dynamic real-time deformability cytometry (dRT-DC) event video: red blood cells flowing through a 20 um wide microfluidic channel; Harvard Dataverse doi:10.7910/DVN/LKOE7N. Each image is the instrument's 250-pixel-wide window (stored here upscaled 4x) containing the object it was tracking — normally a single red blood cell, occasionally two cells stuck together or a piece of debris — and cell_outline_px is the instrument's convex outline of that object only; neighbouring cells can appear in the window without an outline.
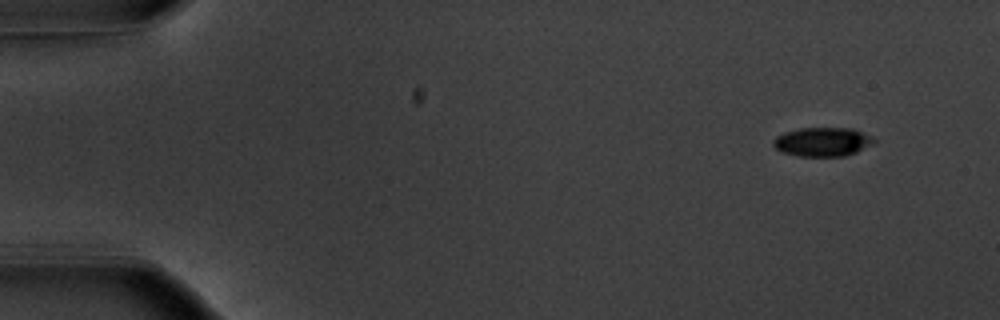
{"species": "common noctule bat (a hibernating species)", "species_latin": "Nyctalus noctula", "temperature_condition": "warm", "stored_images_in_passage": 48, "camera_frame_rate_fps": 3000, "um_per_image_px": 0.085, "animal": {"sex": "male", "body_mass_g": 20.1, "forearm_length_mm": 53.5}, "frame": {"image": 1, "passage_image": 1, "time_ms": 0.0, "image_size_px": [1000, 320], "cell_outline_px": [[876, 140], [872, 144], [856, 152], [844, 156], [800, 156], [780, 152], [772, 144], [772, 140], [776, 136], [784, 132], [800, 128], [852, 128], [872, 136]], "centroid_in_image_um": [69.89, 12.05], "position_along_channel_um": 15.1, "area_um2": 17.05}}
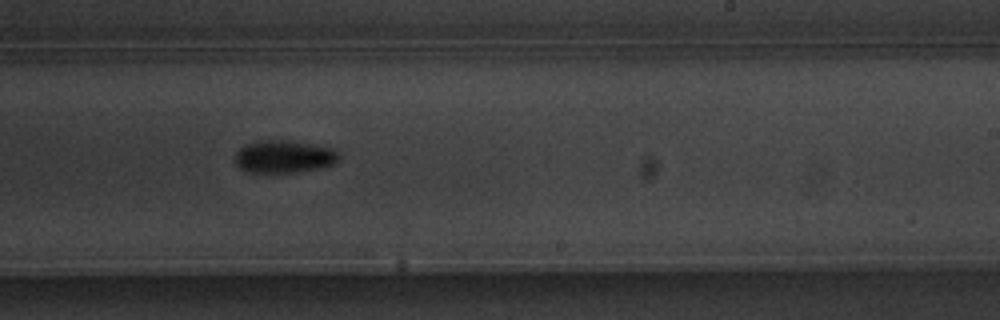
{"frame": {"image": 2, "passage_image": 30, "time_ms": 9.667, "image_size_px": [1000, 320], "cell_outline_px": [[340, 160], [336, 164], [324, 168], [292, 172], [248, 172], [240, 168], [236, 164], [236, 152], [240, 148], [256, 140], [284, 140], [312, 144], [332, 148], [340, 152]], "centroid_in_image_um": [24.2, 13.31], "position_along_channel_um": 264.8, "area_um2": 19.88}}
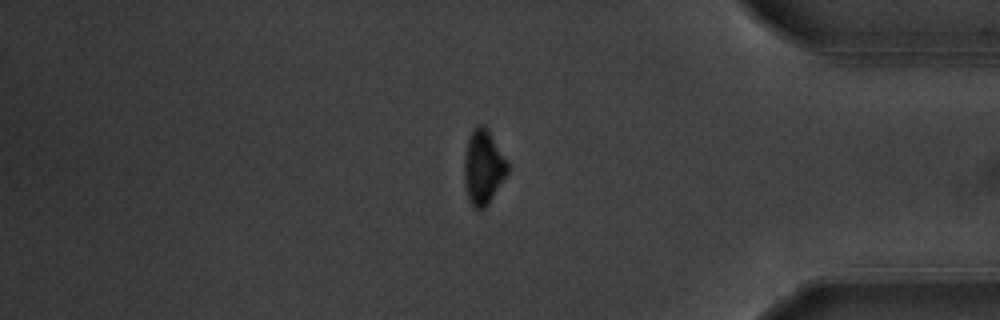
{"frame": {"image": 3, "passage_image": 42, "time_ms": 13.667, "image_size_px": [1000, 320], "cell_outline_px": [[508, 172], [488, 204], [480, 212], [472, 208], [468, 200], [464, 180], [464, 152], [472, 128], [480, 124], [484, 124], [508, 160]], "centroid_in_image_um": [41.06, 14.23], "position_along_channel_um": 394.1, "area_um2": 19.13}}